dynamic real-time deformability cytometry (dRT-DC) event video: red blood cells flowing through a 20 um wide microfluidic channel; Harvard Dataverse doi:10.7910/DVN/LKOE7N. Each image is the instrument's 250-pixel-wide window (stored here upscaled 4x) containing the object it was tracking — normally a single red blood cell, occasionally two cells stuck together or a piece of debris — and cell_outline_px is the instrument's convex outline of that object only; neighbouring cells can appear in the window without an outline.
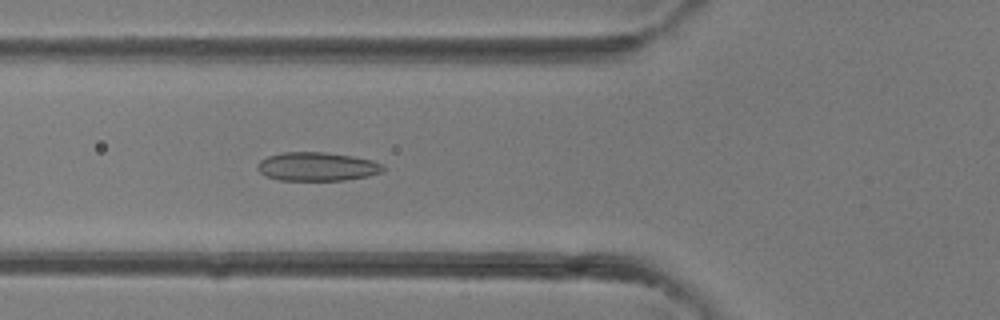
{"species": "common noctule bat (a hibernating species)", "species_latin": "Nyctalus noctula", "temperature_condition": "room temperature", "stored_images_in_passage": 38, "camera_frame_rate_fps": 3000, "um_per_image_px": 0.085, "animal": {"sex": "female"}, "frame": {"image": 1, "passage_image": 13, "time_ms": 4.0, "image_size_px": [1000, 320], "cell_outline_px": [[384, 168], [380, 172], [368, 176], [344, 180], [280, 180], [264, 176], [256, 168], [256, 164], [260, 160], [268, 156], [284, 152], [324, 152], [352, 156], [372, 160], [384, 164]], "centroid_in_image_um": [26.92, 14.16], "position_along_channel_um": 98.9, "area_um2": 21.04}}
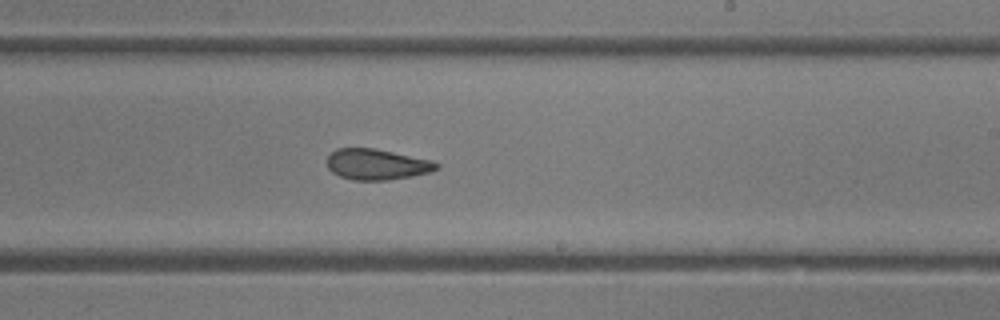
{"frame": {"image": 2, "passage_image": 22, "time_ms": 7.0, "image_size_px": [1000, 320], "cell_outline_px": [[440, 168], [432, 172], [412, 176], [388, 180], [352, 180], [340, 176], [332, 172], [328, 168], [328, 156], [336, 148], [376, 148], [432, 160], [440, 164]], "centroid_in_image_um": [32.07, 13.97], "position_along_channel_um": 256.9, "area_um2": 19.83}}
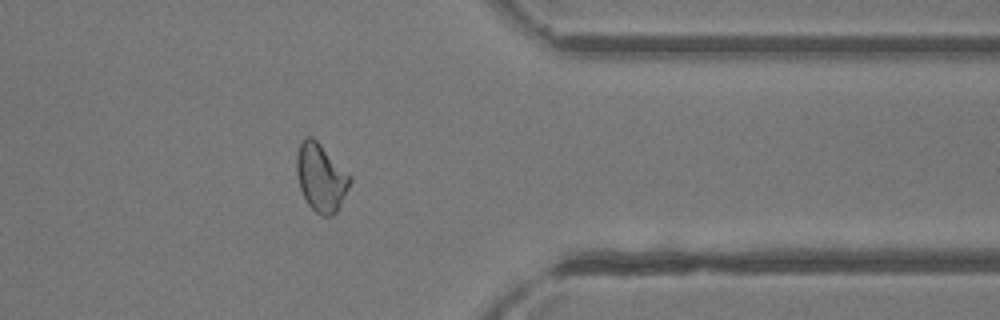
{"frame": {"image": 3, "passage_image": 30, "time_ms": 9.667, "image_size_px": [1000, 320], "cell_outline_px": [[352, 180], [336, 212], [332, 216], [320, 216], [308, 204], [300, 188], [296, 172], [296, 156], [300, 144], [304, 136], [312, 136], [352, 176]], "centroid_in_image_um": [27.27, 15.08], "position_along_channel_um": 384.1, "area_um2": 20.98}}